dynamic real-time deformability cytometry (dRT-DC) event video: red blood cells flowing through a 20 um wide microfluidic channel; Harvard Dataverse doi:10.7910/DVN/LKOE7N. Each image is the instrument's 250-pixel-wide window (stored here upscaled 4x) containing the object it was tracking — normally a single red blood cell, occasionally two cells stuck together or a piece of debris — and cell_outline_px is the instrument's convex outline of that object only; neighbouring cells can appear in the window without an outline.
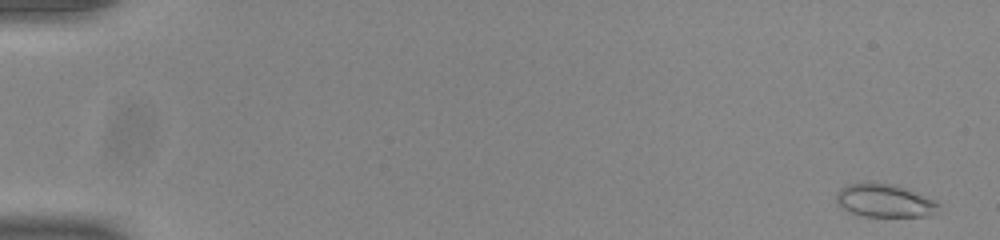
{"species": "common noctule bat (a hibernating species)", "species_latin": "Nyctalus noctula", "temperature_condition": "room temperature", "stored_images_in_passage": 54, "camera_frame_rate_fps": 3000, "um_per_image_px": 0.085, "animal": {"sex": "male", "body_mass_g": 20.0, "forearm_length_mm": 53.3}, "frame": {"image": 1, "passage_image": 2, "time_ms": 0.333, "image_size_px": [1000, 240], "cell_outline_px": [[940, 204], [932, 212], [924, 216], [864, 216], [852, 212], [836, 204], [836, 192], [840, 188], [848, 184], [868, 180], [896, 184], [932, 200]], "centroid_in_image_um": [75.07, 17.0], "position_along_channel_um": 9.9, "area_um2": 19.65}}
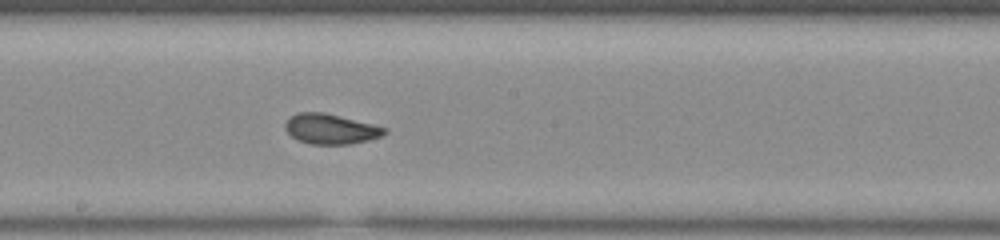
{"frame": {"image": 2, "passage_image": 31, "time_ms": 10.0, "image_size_px": [1000, 240], "cell_outline_px": [[388, 132], [380, 136], [368, 140], [348, 144], [308, 144], [296, 140], [284, 128], [284, 124], [288, 116], [296, 112], [324, 112], [388, 128]], "centroid_in_image_um": [28.05, 10.95], "position_along_channel_um": 220.1, "area_um2": 17.57}}
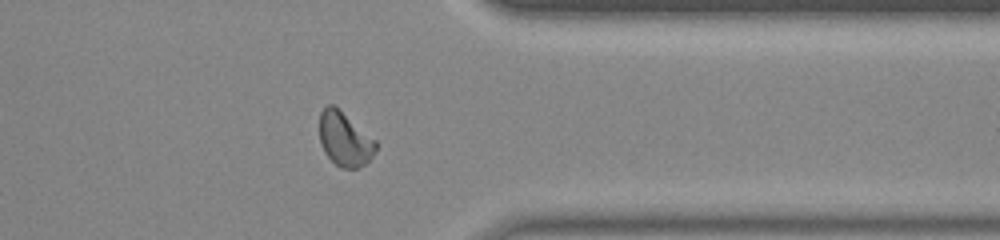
{"frame": {"image": 3, "passage_image": 44, "time_ms": 14.333, "image_size_px": [1000, 240], "cell_outline_px": [[376, 148], [372, 156], [364, 164], [356, 168], [340, 168], [324, 152], [320, 144], [320, 112], [328, 104], [332, 104], [376, 140]], "centroid_in_image_um": [29.28, 11.84], "position_along_channel_um": 382.1, "area_um2": 17.4}, "authors_computed_cell_mechanics": {"area_um2": 17.629, "velocity_mm_per_s": 3.8782, "shape_relaxation_time_tau1_ms": null, "shape_relaxation_time_tau2_ms": 0.9924, "deformation_change_tau1": null, "deformation_change_tau2": 0.0599}}